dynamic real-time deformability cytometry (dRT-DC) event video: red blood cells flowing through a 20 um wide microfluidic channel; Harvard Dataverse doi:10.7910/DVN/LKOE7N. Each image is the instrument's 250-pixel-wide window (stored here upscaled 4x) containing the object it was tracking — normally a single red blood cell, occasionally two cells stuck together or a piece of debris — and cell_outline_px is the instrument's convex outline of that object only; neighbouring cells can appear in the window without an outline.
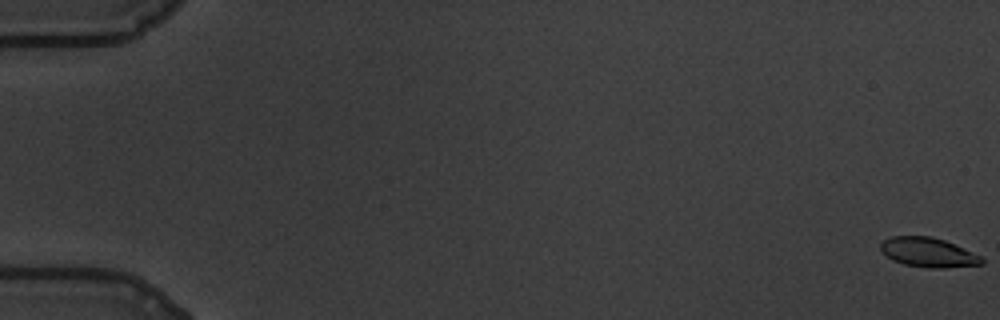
{"species": "common noctule bat (a hibernating species)", "species_latin": "Nyctalus noctula", "temperature_condition": "warm", "stored_images_in_passage": 61, "camera_frame_rate_fps": 3000, "um_per_image_px": 0.085, "animal": {"sex": "male", "body_mass_g": 19.5, "forearm_length_mm": 54.6}, "frame": {"image": 1, "passage_image": 1, "time_ms": 0.0, "image_size_px": [1000, 320], "cell_outline_px": [[984, 264], [944, 268], [932, 268], [904, 264], [892, 260], [880, 252], [880, 244], [884, 240], [892, 236], [932, 236], [944, 240], [984, 256]], "centroid_in_image_um": [78.92, 21.45], "position_along_channel_um": 6.1, "area_um2": 17.57}}
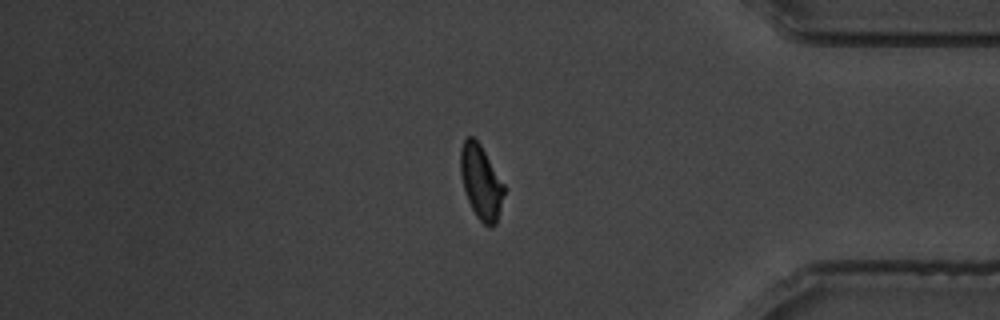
{"frame": {"image": 2, "passage_image": 52, "time_ms": 17.0, "image_size_px": [1000, 320], "cell_outline_px": [[504, 192], [496, 224], [492, 228], [484, 224], [476, 216], [468, 200], [460, 176], [460, 148], [464, 140], [468, 136], [472, 136], [480, 144], [504, 184]], "centroid_in_image_um": [40.86, 15.47], "position_along_channel_um": 394.3, "area_um2": 18.61}}
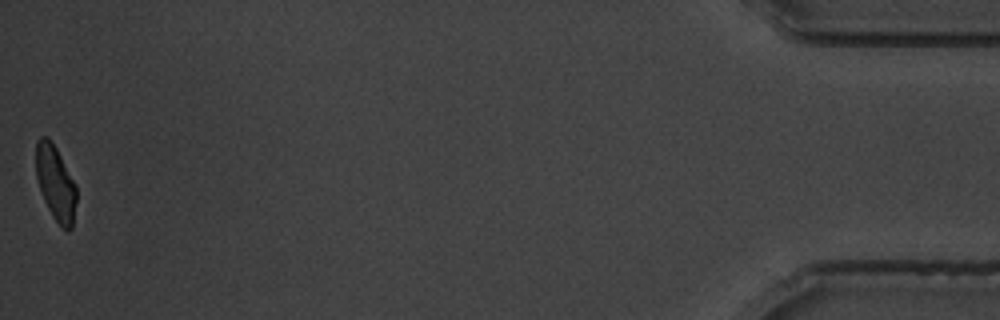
{"frame": {"image": 3, "passage_image": 61, "time_ms": 20.0, "image_size_px": [1000, 320], "cell_outline_px": [[76, 200], [72, 228], [68, 232], [52, 216], [44, 200], [36, 176], [36, 140], [40, 136], [48, 136], [56, 148], [76, 184]], "centroid_in_image_um": [4.72, 15.53], "position_along_channel_um": 430.5, "area_um2": 17.57}, "authors_computed_cell_mechanics": {"area_um2": 18.9006, "velocity_mm_per_s": 3.4515, "shape_relaxation_time_tau1_ms": 3.0725, "shape_relaxation_time_tau2_ms": 1.8024, "deformation_change_tau1": 0.1232, "deformation_change_tau2": 0.0635}}